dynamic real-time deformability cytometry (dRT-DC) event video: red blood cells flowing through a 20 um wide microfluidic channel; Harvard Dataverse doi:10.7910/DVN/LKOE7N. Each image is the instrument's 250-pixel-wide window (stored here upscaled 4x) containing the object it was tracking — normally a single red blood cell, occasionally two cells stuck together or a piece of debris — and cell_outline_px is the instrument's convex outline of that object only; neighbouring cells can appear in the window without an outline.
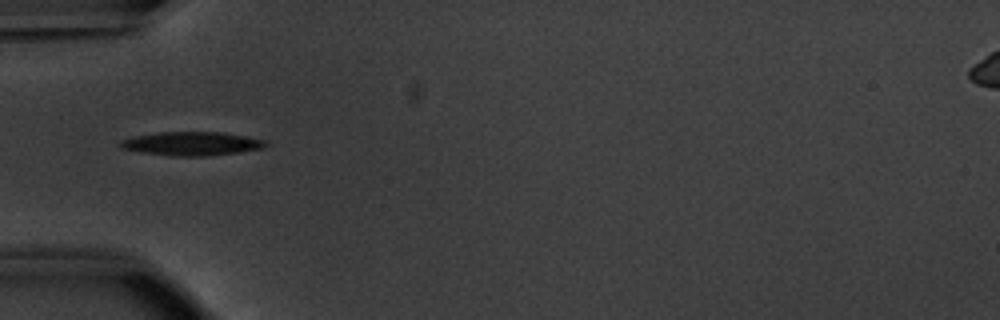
{"species": "common noctule bat (a hibernating species)", "species_latin": "Nyctalus noctula", "temperature_condition": "warm", "stored_images_in_passage": 36, "camera_frame_rate_fps": 3000, "um_per_image_px": 0.085, "animal": {"sex": "male", "body_mass_g": 20.1, "forearm_length_mm": 53.5}, "frame": {"image": 1, "passage_image": 1, "time_ms": 0.0, "image_size_px": [1000, 320], "cell_outline_px": [[268, 144], [264, 148], [240, 152], [208, 156], [168, 156], [140, 152], [120, 148], [120, 140], [132, 136], [160, 132], [224, 132], [268, 140]], "centroid_in_image_um": [16.31, 12.21], "position_along_channel_um": 68.7, "area_um2": 20.4}}
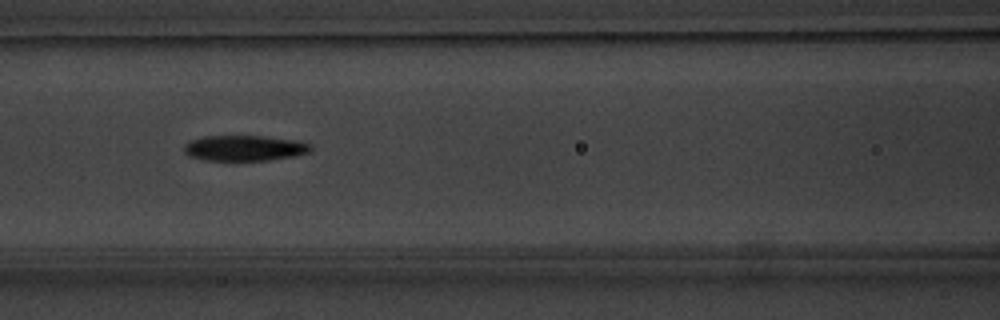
{"frame": {"image": 2, "passage_image": 7, "time_ms": 2.0, "image_size_px": [1000, 320], "cell_outline_px": [[312, 148], [308, 152], [296, 156], [268, 160], [204, 160], [188, 156], [184, 152], [184, 144], [188, 140], [204, 136], [264, 136], [296, 140], [312, 144]], "centroid_in_image_um": [20.76, 12.58], "position_along_channel_um": 145.8, "area_um2": 19.02}}
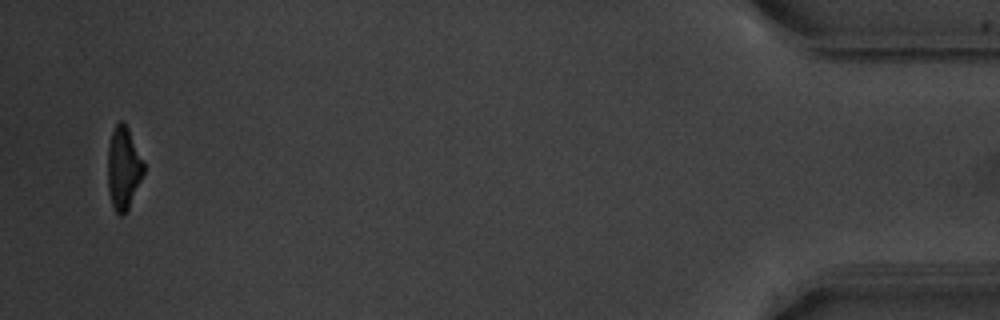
{"frame": {"image": 3, "passage_image": 35, "time_ms": 11.333, "image_size_px": [1000, 320], "cell_outline_px": [[144, 172], [128, 208], [124, 216], [120, 216], [116, 212], [112, 204], [108, 192], [108, 144], [112, 132], [116, 124], [120, 120], [124, 120], [144, 160]], "centroid_in_image_um": [10.49, 14.26], "position_along_channel_um": 424.7, "area_um2": 17.34}, "authors_computed_cell_mechanics": {"area_um2": 19.2185, "velocity_mm_per_s": 3.8366, "shape_relaxation_time_tau1_ms": 3.2816, "shape_relaxation_time_tau2_ms": 7.0144, "deformation_change_tau1": 0.1558, "deformation_change_tau2": 0.1697}}